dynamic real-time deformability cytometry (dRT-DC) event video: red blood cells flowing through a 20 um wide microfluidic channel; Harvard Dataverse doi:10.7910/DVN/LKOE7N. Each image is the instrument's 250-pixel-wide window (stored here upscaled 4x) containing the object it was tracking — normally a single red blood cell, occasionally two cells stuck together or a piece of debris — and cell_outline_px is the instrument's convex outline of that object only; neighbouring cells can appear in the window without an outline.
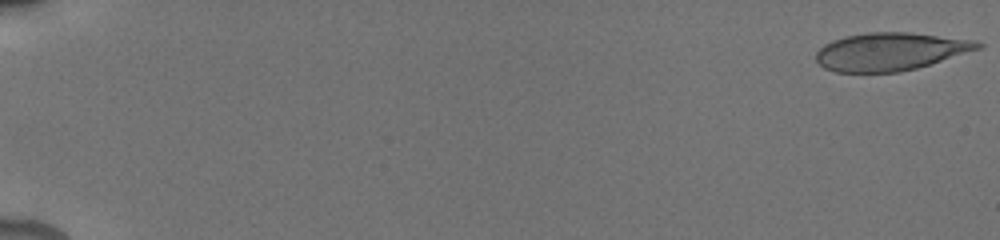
{"species": "human", "species_latin": "Homo sapiens", "temperature_condition": "cold", "stored_images_in_passage": 19, "camera_frame_rate_fps": 3000, "um_per_image_px": 0.085, "donor": {"sex": "male"}, "frame": {"image": 1, "passage_image": 1, "time_ms": 0.0, "image_size_px": [1000, 240], "cell_outline_px": [[984, 48], [916, 68], [900, 72], [836, 72], [824, 68], [816, 60], [816, 52], [824, 44], [832, 40], [848, 36], [868, 32], [908, 32], [976, 40], [984, 44]], "centroid_in_image_um": [75.71, 4.38], "position_along_channel_um": 9.3, "area_um2": 35.78}}
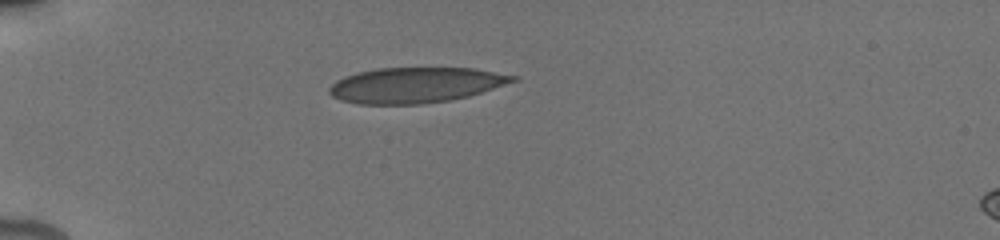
{"frame": {"image": 2, "passage_image": 15, "time_ms": 5.333, "image_size_px": [1000, 240], "cell_outline_px": [[516, 80], [468, 96], [448, 100], [420, 104], [360, 104], [340, 100], [332, 96], [328, 92], [328, 88], [336, 80], [344, 76], [356, 72], [376, 68], [472, 68], [516, 76]], "centroid_in_image_um": [35.22, 7.23], "position_along_channel_um": 49.8, "area_um2": 37.57}}